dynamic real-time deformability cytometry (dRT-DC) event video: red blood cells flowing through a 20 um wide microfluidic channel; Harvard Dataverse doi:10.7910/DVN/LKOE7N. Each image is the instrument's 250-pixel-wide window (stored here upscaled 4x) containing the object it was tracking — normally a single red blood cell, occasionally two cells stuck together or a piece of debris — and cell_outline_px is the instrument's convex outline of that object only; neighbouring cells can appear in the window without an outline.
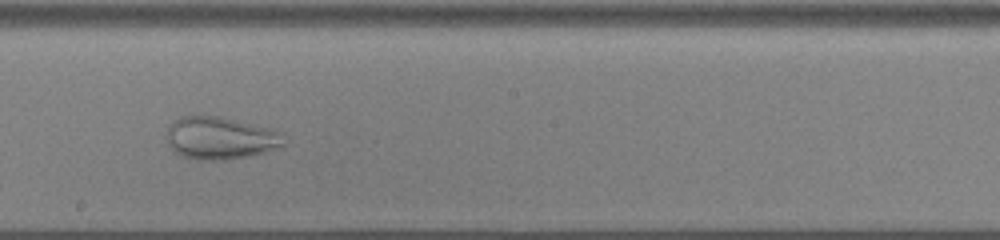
{"species": "common noctule bat (a hibernating species)", "species_latin": "Nyctalus noctula", "temperature_condition": "cold", "stored_images_in_passage": 41, "camera_frame_rate_fps": 3000, "um_per_image_px": 0.085, "animal": {"sex": "male", "body_mass_g": 13.0, "forearm_length_mm": 53.1}, "frame": {"image": 1, "passage_image": 24, "time_ms": 7.667, "image_size_px": [1000, 240], "cell_outline_px": [[284, 144], [280, 148], [248, 156], [224, 160], [196, 160], [184, 156], [176, 152], [168, 144], [168, 128], [172, 120], [180, 116], [220, 116], [272, 128], [284, 132]], "centroid_in_image_um": [18.77, 11.72], "position_along_channel_um": 229.4, "area_um2": 29.25}}